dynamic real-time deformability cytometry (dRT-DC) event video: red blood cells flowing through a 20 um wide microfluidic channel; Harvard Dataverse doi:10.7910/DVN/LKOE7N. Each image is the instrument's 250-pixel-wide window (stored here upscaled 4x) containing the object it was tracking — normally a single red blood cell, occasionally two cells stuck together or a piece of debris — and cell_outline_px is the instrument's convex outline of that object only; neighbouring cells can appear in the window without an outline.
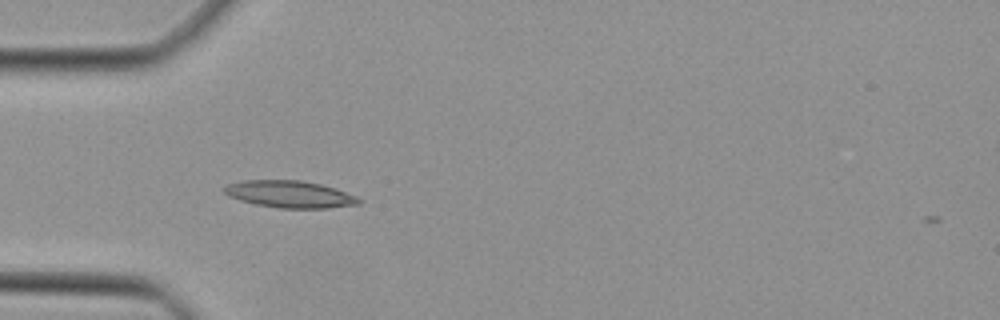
{"species": "Egyptian fruit bat (a non-hibernating species)", "species_latin": "Rousettus aegyptiacus", "temperature_condition": "cold", "stored_images_in_passage": 33, "camera_frame_rate_fps": 3000, "um_per_image_px": 0.085, "animal": {"sex": "female"}, "frame": {"image": 1, "passage_image": 1, "time_ms": 0.0, "image_size_px": [1000, 320], "cell_outline_px": [[360, 204], [328, 208], [280, 208], [256, 204], [240, 200], [228, 196], [224, 192], [224, 188], [228, 184], [244, 180], [300, 180], [320, 184], [336, 188], [356, 196], [360, 200]], "centroid_in_image_um": [24.64, 16.51], "position_along_channel_um": 60.4, "area_um2": 21.1}}
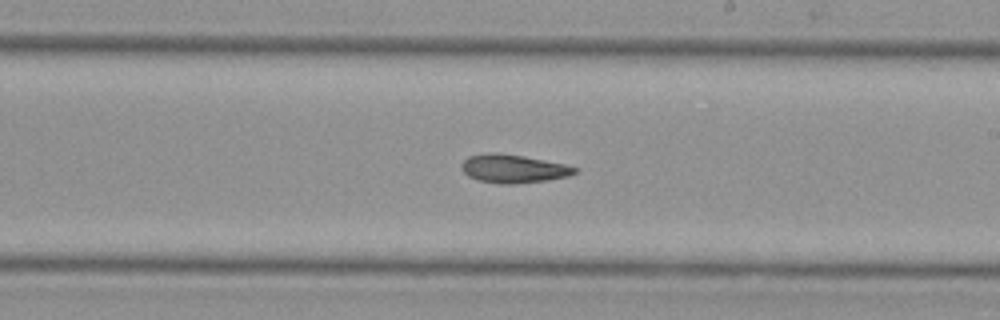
{"frame": {"image": 2, "passage_image": 14, "time_ms": 4.333, "image_size_px": [1000, 320], "cell_outline_px": [[580, 168], [576, 172], [568, 176], [548, 180], [512, 184], [500, 184], [480, 180], [468, 176], [460, 168], [460, 164], [468, 156], [488, 152], [500, 152], [524, 156], [564, 164]], "centroid_in_image_um": [43.61, 14.32], "position_along_channel_um": 245.4, "area_um2": 18.84}}
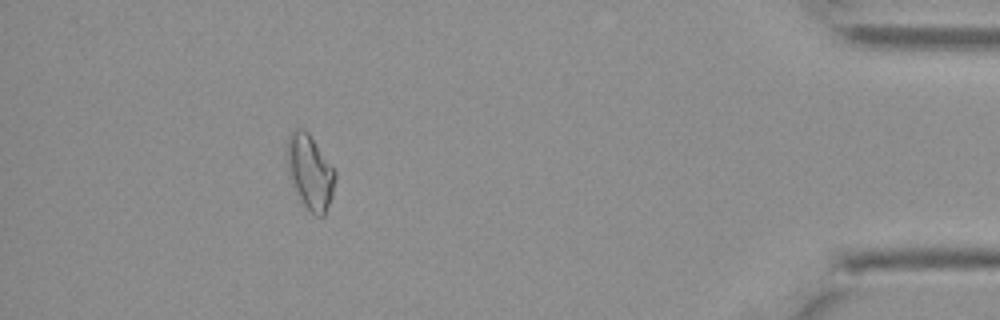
{"frame": {"image": 3, "passage_image": 29, "time_ms": 9.333, "image_size_px": [1000, 320], "cell_outline_px": [[336, 176], [332, 196], [324, 216], [316, 216], [300, 200], [288, 176], [288, 136], [296, 128], [304, 128], [308, 132], [336, 172]], "centroid_in_image_um": [26.36, 14.62], "position_along_channel_um": 408.8, "area_um2": 20.58}}